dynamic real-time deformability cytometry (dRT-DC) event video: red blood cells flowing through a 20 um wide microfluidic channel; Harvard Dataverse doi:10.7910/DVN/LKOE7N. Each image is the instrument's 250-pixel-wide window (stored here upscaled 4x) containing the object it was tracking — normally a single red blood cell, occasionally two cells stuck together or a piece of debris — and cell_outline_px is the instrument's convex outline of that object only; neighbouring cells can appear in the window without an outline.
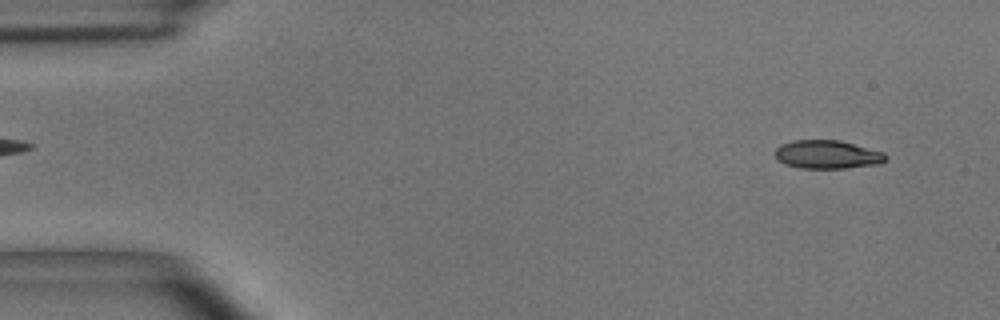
{"species": "common noctule bat (a hibernating species)", "species_latin": "Nyctalus noctula", "temperature_condition": "room temperature", "stored_images_in_passage": 3, "camera_frame_rate_fps": 3000, "um_per_image_px": 0.085, "animal": {"sex": "male", "body_mass_g": 15.6}, "frame": {"image": 1, "passage_image": 3, "time_ms": 0.667, "image_size_px": [1000, 320], "cell_outline_px": [[888, 160], [880, 164], [844, 168], [800, 168], [784, 164], [776, 160], [776, 148], [780, 144], [792, 140], [840, 140], [884, 152], [888, 156]], "centroid_in_image_um": [70.33, 13.13], "position_along_channel_um": 14.7, "area_um2": 18.55}}